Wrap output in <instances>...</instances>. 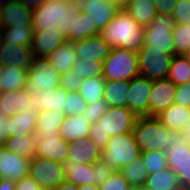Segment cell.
Here are the masks:
<instances>
[{
    "label": "cell",
    "instance_id": "cell-53",
    "mask_svg": "<svg viewBox=\"0 0 190 190\" xmlns=\"http://www.w3.org/2000/svg\"><path fill=\"white\" fill-rule=\"evenodd\" d=\"M7 116H0V145L8 137V124Z\"/></svg>",
    "mask_w": 190,
    "mask_h": 190
},
{
    "label": "cell",
    "instance_id": "cell-62",
    "mask_svg": "<svg viewBox=\"0 0 190 190\" xmlns=\"http://www.w3.org/2000/svg\"><path fill=\"white\" fill-rule=\"evenodd\" d=\"M184 131H190V121L186 124Z\"/></svg>",
    "mask_w": 190,
    "mask_h": 190
},
{
    "label": "cell",
    "instance_id": "cell-57",
    "mask_svg": "<svg viewBox=\"0 0 190 190\" xmlns=\"http://www.w3.org/2000/svg\"><path fill=\"white\" fill-rule=\"evenodd\" d=\"M70 2L80 11L83 9L84 6L88 4V0H70Z\"/></svg>",
    "mask_w": 190,
    "mask_h": 190
},
{
    "label": "cell",
    "instance_id": "cell-58",
    "mask_svg": "<svg viewBox=\"0 0 190 190\" xmlns=\"http://www.w3.org/2000/svg\"><path fill=\"white\" fill-rule=\"evenodd\" d=\"M80 190H99L98 185H83L79 187Z\"/></svg>",
    "mask_w": 190,
    "mask_h": 190
},
{
    "label": "cell",
    "instance_id": "cell-5",
    "mask_svg": "<svg viewBox=\"0 0 190 190\" xmlns=\"http://www.w3.org/2000/svg\"><path fill=\"white\" fill-rule=\"evenodd\" d=\"M140 76L137 52L113 47L103 61V78L106 81H130Z\"/></svg>",
    "mask_w": 190,
    "mask_h": 190
},
{
    "label": "cell",
    "instance_id": "cell-10",
    "mask_svg": "<svg viewBox=\"0 0 190 190\" xmlns=\"http://www.w3.org/2000/svg\"><path fill=\"white\" fill-rule=\"evenodd\" d=\"M140 76L147 79H166L173 56L162 50H143L137 52Z\"/></svg>",
    "mask_w": 190,
    "mask_h": 190
},
{
    "label": "cell",
    "instance_id": "cell-56",
    "mask_svg": "<svg viewBox=\"0 0 190 190\" xmlns=\"http://www.w3.org/2000/svg\"><path fill=\"white\" fill-rule=\"evenodd\" d=\"M113 2L120 10H124L130 3L131 0H110Z\"/></svg>",
    "mask_w": 190,
    "mask_h": 190
},
{
    "label": "cell",
    "instance_id": "cell-7",
    "mask_svg": "<svg viewBox=\"0 0 190 190\" xmlns=\"http://www.w3.org/2000/svg\"><path fill=\"white\" fill-rule=\"evenodd\" d=\"M175 22L171 15L157 14L151 23L144 27L143 50H162L175 55L172 31Z\"/></svg>",
    "mask_w": 190,
    "mask_h": 190
},
{
    "label": "cell",
    "instance_id": "cell-1",
    "mask_svg": "<svg viewBox=\"0 0 190 190\" xmlns=\"http://www.w3.org/2000/svg\"><path fill=\"white\" fill-rule=\"evenodd\" d=\"M81 11L70 1L32 0V24L34 31L57 28L70 38L72 20Z\"/></svg>",
    "mask_w": 190,
    "mask_h": 190
},
{
    "label": "cell",
    "instance_id": "cell-59",
    "mask_svg": "<svg viewBox=\"0 0 190 190\" xmlns=\"http://www.w3.org/2000/svg\"><path fill=\"white\" fill-rule=\"evenodd\" d=\"M184 135H185V139L188 142L189 146H190V131H183Z\"/></svg>",
    "mask_w": 190,
    "mask_h": 190
},
{
    "label": "cell",
    "instance_id": "cell-17",
    "mask_svg": "<svg viewBox=\"0 0 190 190\" xmlns=\"http://www.w3.org/2000/svg\"><path fill=\"white\" fill-rule=\"evenodd\" d=\"M67 42L66 36L57 28L36 30L31 41L34 58L48 57L54 50Z\"/></svg>",
    "mask_w": 190,
    "mask_h": 190
},
{
    "label": "cell",
    "instance_id": "cell-27",
    "mask_svg": "<svg viewBox=\"0 0 190 190\" xmlns=\"http://www.w3.org/2000/svg\"><path fill=\"white\" fill-rule=\"evenodd\" d=\"M46 58L60 74H64L72 70L78 59L75 44L67 41Z\"/></svg>",
    "mask_w": 190,
    "mask_h": 190
},
{
    "label": "cell",
    "instance_id": "cell-45",
    "mask_svg": "<svg viewBox=\"0 0 190 190\" xmlns=\"http://www.w3.org/2000/svg\"><path fill=\"white\" fill-rule=\"evenodd\" d=\"M171 16L175 24H190V0H177Z\"/></svg>",
    "mask_w": 190,
    "mask_h": 190
},
{
    "label": "cell",
    "instance_id": "cell-14",
    "mask_svg": "<svg viewBox=\"0 0 190 190\" xmlns=\"http://www.w3.org/2000/svg\"><path fill=\"white\" fill-rule=\"evenodd\" d=\"M152 88V81L142 76L130 80L127 108L138 117L148 116V101Z\"/></svg>",
    "mask_w": 190,
    "mask_h": 190
},
{
    "label": "cell",
    "instance_id": "cell-16",
    "mask_svg": "<svg viewBox=\"0 0 190 190\" xmlns=\"http://www.w3.org/2000/svg\"><path fill=\"white\" fill-rule=\"evenodd\" d=\"M34 60L31 46L11 45L0 36V67L28 69Z\"/></svg>",
    "mask_w": 190,
    "mask_h": 190
},
{
    "label": "cell",
    "instance_id": "cell-43",
    "mask_svg": "<svg viewBox=\"0 0 190 190\" xmlns=\"http://www.w3.org/2000/svg\"><path fill=\"white\" fill-rule=\"evenodd\" d=\"M87 103L78 92H68L64 114L82 116L87 108Z\"/></svg>",
    "mask_w": 190,
    "mask_h": 190
},
{
    "label": "cell",
    "instance_id": "cell-41",
    "mask_svg": "<svg viewBox=\"0 0 190 190\" xmlns=\"http://www.w3.org/2000/svg\"><path fill=\"white\" fill-rule=\"evenodd\" d=\"M72 70L81 79L103 77V62L82 60L78 58Z\"/></svg>",
    "mask_w": 190,
    "mask_h": 190
},
{
    "label": "cell",
    "instance_id": "cell-48",
    "mask_svg": "<svg viewBox=\"0 0 190 190\" xmlns=\"http://www.w3.org/2000/svg\"><path fill=\"white\" fill-rule=\"evenodd\" d=\"M176 174L182 187L190 188V161L186 165H168Z\"/></svg>",
    "mask_w": 190,
    "mask_h": 190
},
{
    "label": "cell",
    "instance_id": "cell-23",
    "mask_svg": "<svg viewBox=\"0 0 190 190\" xmlns=\"http://www.w3.org/2000/svg\"><path fill=\"white\" fill-rule=\"evenodd\" d=\"M168 165H186L190 161V146L184 132H173L165 149Z\"/></svg>",
    "mask_w": 190,
    "mask_h": 190
},
{
    "label": "cell",
    "instance_id": "cell-4",
    "mask_svg": "<svg viewBox=\"0 0 190 190\" xmlns=\"http://www.w3.org/2000/svg\"><path fill=\"white\" fill-rule=\"evenodd\" d=\"M132 133L140 152L165 151L171 131L156 117L139 116Z\"/></svg>",
    "mask_w": 190,
    "mask_h": 190
},
{
    "label": "cell",
    "instance_id": "cell-34",
    "mask_svg": "<svg viewBox=\"0 0 190 190\" xmlns=\"http://www.w3.org/2000/svg\"><path fill=\"white\" fill-rule=\"evenodd\" d=\"M97 35H100V31L95 24H93L90 17H88V13L81 12L74 20H72L70 38L67 41L74 43Z\"/></svg>",
    "mask_w": 190,
    "mask_h": 190
},
{
    "label": "cell",
    "instance_id": "cell-21",
    "mask_svg": "<svg viewBox=\"0 0 190 190\" xmlns=\"http://www.w3.org/2000/svg\"><path fill=\"white\" fill-rule=\"evenodd\" d=\"M30 102L26 89L0 93V116L13 117L16 113L29 112Z\"/></svg>",
    "mask_w": 190,
    "mask_h": 190
},
{
    "label": "cell",
    "instance_id": "cell-8",
    "mask_svg": "<svg viewBox=\"0 0 190 190\" xmlns=\"http://www.w3.org/2000/svg\"><path fill=\"white\" fill-rule=\"evenodd\" d=\"M61 75L45 57L34 58L28 68L25 89L29 93H44L54 91L60 86Z\"/></svg>",
    "mask_w": 190,
    "mask_h": 190
},
{
    "label": "cell",
    "instance_id": "cell-40",
    "mask_svg": "<svg viewBox=\"0 0 190 190\" xmlns=\"http://www.w3.org/2000/svg\"><path fill=\"white\" fill-rule=\"evenodd\" d=\"M148 174L168 168L165 151H145L140 154Z\"/></svg>",
    "mask_w": 190,
    "mask_h": 190
},
{
    "label": "cell",
    "instance_id": "cell-32",
    "mask_svg": "<svg viewBox=\"0 0 190 190\" xmlns=\"http://www.w3.org/2000/svg\"><path fill=\"white\" fill-rule=\"evenodd\" d=\"M124 10L144 27L157 15L153 0H131Z\"/></svg>",
    "mask_w": 190,
    "mask_h": 190
},
{
    "label": "cell",
    "instance_id": "cell-26",
    "mask_svg": "<svg viewBox=\"0 0 190 190\" xmlns=\"http://www.w3.org/2000/svg\"><path fill=\"white\" fill-rule=\"evenodd\" d=\"M66 181L81 187L83 185H96V169L93 164H79L74 161L63 163Z\"/></svg>",
    "mask_w": 190,
    "mask_h": 190
},
{
    "label": "cell",
    "instance_id": "cell-29",
    "mask_svg": "<svg viewBox=\"0 0 190 190\" xmlns=\"http://www.w3.org/2000/svg\"><path fill=\"white\" fill-rule=\"evenodd\" d=\"M36 111L16 113L13 117H7L8 137L35 135V126L37 120Z\"/></svg>",
    "mask_w": 190,
    "mask_h": 190
},
{
    "label": "cell",
    "instance_id": "cell-11",
    "mask_svg": "<svg viewBox=\"0 0 190 190\" xmlns=\"http://www.w3.org/2000/svg\"><path fill=\"white\" fill-rule=\"evenodd\" d=\"M35 136L38 141V150L35 157L61 163L68 160L69 142L62 139L60 133L44 134L43 131H35Z\"/></svg>",
    "mask_w": 190,
    "mask_h": 190
},
{
    "label": "cell",
    "instance_id": "cell-64",
    "mask_svg": "<svg viewBox=\"0 0 190 190\" xmlns=\"http://www.w3.org/2000/svg\"><path fill=\"white\" fill-rule=\"evenodd\" d=\"M1 30H2V21H1V6H0V33H1Z\"/></svg>",
    "mask_w": 190,
    "mask_h": 190
},
{
    "label": "cell",
    "instance_id": "cell-13",
    "mask_svg": "<svg viewBox=\"0 0 190 190\" xmlns=\"http://www.w3.org/2000/svg\"><path fill=\"white\" fill-rule=\"evenodd\" d=\"M177 85L168 78L152 81L148 101V116L156 117L174 103Z\"/></svg>",
    "mask_w": 190,
    "mask_h": 190
},
{
    "label": "cell",
    "instance_id": "cell-47",
    "mask_svg": "<svg viewBox=\"0 0 190 190\" xmlns=\"http://www.w3.org/2000/svg\"><path fill=\"white\" fill-rule=\"evenodd\" d=\"M82 80L73 70H70L61 75L60 86L68 92H77Z\"/></svg>",
    "mask_w": 190,
    "mask_h": 190
},
{
    "label": "cell",
    "instance_id": "cell-19",
    "mask_svg": "<svg viewBox=\"0 0 190 190\" xmlns=\"http://www.w3.org/2000/svg\"><path fill=\"white\" fill-rule=\"evenodd\" d=\"M78 58L103 62L110 54V47L100 35L74 42Z\"/></svg>",
    "mask_w": 190,
    "mask_h": 190
},
{
    "label": "cell",
    "instance_id": "cell-50",
    "mask_svg": "<svg viewBox=\"0 0 190 190\" xmlns=\"http://www.w3.org/2000/svg\"><path fill=\"white\" fill-rule=\"evenodd\" d=\"M174 103L184 107H190V82L176 87Z\"/></svg>",
    "mask_w": 190,
    "mask_h": 190
},
{
    "label": "cell",
    "instance_id": "cell-52",
    "mask_svg": "<svg viewBox=\"0 0 190 190\" xmlns=\"http://www.w3.org/2000/svg\"><path fill=\"white\" fill-rule=\"evenodd\" d=\"M15 190H43L29 175L16 181Z\"/></svg>",
    "mask_w": 190,
    "mask_h": 190
},
{
    "label": "cell",
    "instance_id": "cell-63",
    "mask_svg": "<svg viewBox=\"0 0 190 190\" xmlns=\"http://www.w3.org/2000/svg\"><path fill=\"white\" fill-rule=\"evenodd\" d=\"M175 190H190V188L180 186Z\"/></svg>",
    "mask_w": 190,
    "mask_h": 190
},
{
    "label": "cell",
    "instance_id": "cell-54",
    "mask_svg": "<svg viewBox=\"0 0 190 190\" xmlns=\"http://www.w3.org/2000/svg\"><path fill=\"white\" fill-rule=\"evenodd\" d=\"M16 181L0 178V190H15Z\"/></svg>",
    "mask_w": 190,
    "mask_h": 190
},
{
    "label": "cell",
    "instance_id": "cell-65",
    "mask_svg": "<svg viewBox=\"0 0 190 190\" xmlns=\"http://www.w3.org/2000/svg\"><path fill=\"white\" fill-rule=\"evenodd\" d=\"M56 1H65V2H69L70 0H56Z\"/></svg>",
    "mask_w": 190,
    "mask_h": 190
},
{
    "label": "cell",
    "instance_id": "cell-44",
    "mask_svg": "<svg viewBox=\"0 0 190 190\" xmlns=\"http://www.w3.org/2000/svg\"><path fill=\"white\" fill-rule=\"evenodd\" d=\"M99 190H131V185L120 171H115L108 179L98 185Z\"/></svg>",
    "mask_w": 190,
    "mask_h": 190
},
{
    "label": "cell",
    "instance_id": "cell-30",
    "mask_svg": "<svg viewBox=\"0 0 190 190\" xmlns=\"http://www.w3.org/2000/svg\"><path fill=\"white\" fill-rule=\"evenodd\" d=\"M2 145L8 150L32 160L38 150V141L35 135L10 136L7 137Z\"/></svg>",
    "mask_w": 190,
    "mask_h": 190
},
{
    "label": "cell",
    "instance_id": "cell-25",
    "mask_svg": "<svg viewBox=\"0 0 190 190\" xmlns=\"http://www.w3.org/2000/svg\"><path fill=\"white\" fill-rule=\"evenodd\" d=\"M156 118L170 131L183 132L190 121V107H184L173 103Z\"/></svg>",
    "mask_w": 190,
    "mask_h": 190
},
{
    "label": "cell",
    "instance_id": "cell-3",
    "mask_svg": "<svg viewBox=\"0 0 190 190\" xmlns=\"http://www.w3.org/2000/svg\"><path fill=\"white\" fill-rule=\"evenodd\" d=\"M138 116L127 107H108V110L90 128L89 138L104 149L112 136L132 132Z\"/></svg>",
    "mask_w": 190,
    "mask_h": 190
},
{
    "label": "cell",
    "instance_id": "cell-24",
    "mask_svg": "<svg viewBox=\"0 0 190 190\" xmlns=\"http://www.w3.org/2000/svg\"><path fill=\"white\" fill-rule=\"evenodd\" d=\"M91 123L83 116L69 115L59 128L61 138L67 142L77 141L79 139L89 138Z\"/></svg>",
    "mask_w": 190,
    "mask_h": 190
},
{
    "label": "cell",
    "instance_id": "cell-38",
    "mask_svg": "<svg viewBox=\"0 0 190 190\" xmlns=\"http://www.w3.org/2000/svg\"><path fill=\"white\" fill-rule=\"evenodd\" d=\"M167 78L177 86L190 82V63L183 55H174Z\"/></svg>",
    "mask_w": 190,
    "mask_h": 190
},
{
    "label": "cell",
    "instance_id": "cell-61",
    "mask_svg": "<svg viewBox=\"0 0 190 190\" xmlns=\"http://www.w3.org/2000/svg\"><path fill=\"white\" fill-rule=\"evenodd\" d=\"M131 190H146L143 186H139V187H132Z\"/></svg>",
    "mask_w": 190,
    "mask_h": 190
},
{
    "label": "cell",
    "instance_id": "cell-22",
    "mask_svg": "<svg viewBox=\"0 0 190 190\" xmlns=\"http://www.w3.org/2000/svg\"><path fill=\"white\" fill-rule=\"evenodd\" d=\"M102 150L90 138L69 142L68 161L93 164L101 159Z\"/></svg>",
    "mask_w": 190,
    "mask_h": 190
},
{
    "label": "cell",
    "instance_id": "cell-12",
    "mask_svg": "<svg viewBox=\"0 0 190 190\" xmlns=\"http://www.w3.org/2000/svg\"><path fill=\"white\" fill-rule=\"evenodd\" d=\"M2 28L32 23V0H0Z\"/></svg>",
    "mask_w": 190,
    "mask_h": 190
},
{
    "label": "cell",
    "instance_id": "cell-51",
    "mask_svg": "<svg viewBox=\"0 0 190 190\" xmlns=\"http://www.w3.org/2000/svg\"><path fill=\"white\" fill-rule=\"evenodd\" d=\"M157 14L172 15L177 0H153Z\"/></svg>",
    "mask_w": 190,
    "mask_h": 190
},
{
    "label": "cell",
    "instance_id": "cell-42",
    "mask_svg": "<svg viewBox=\"0 0 190 190\" xmlns=\"http://www.w3.org/2000/svg\"><path fill=\"white\" fill-rule=\"evenodd\" d=\"M172 34L175 55H184L190 49V24H175Z\"/></svg>",
    "mask_w": 190,
    "mask_h": 190
},
{
    "label": "cell",
    "instance_id": "cell-60",
    "mask_svg": "<svg viewBox=\"0 0 190 190\" xmlns=\"http://www.w3.org/2000/svg\"><path fill=\"white\" fill-rule=\"evenodd\" d=\"M186 60L190 63V49L183 55Z\"/></svg>",
    "mask_w": 190,
    "mask_h": 190
},
{
    "label": "cell",
    "instance_id": "cell-39",
    "mask_svg": "<svg viewBox=\"0 0 190 190\" xmlns=\"http://www.w3.org/2000/svg\"><path fill=\"white\" fill-rule=\"evenodd\" d=\"M119 171L131 187L143 186L149 175L141 156H139L132 164L123 167Z\"/></svg>",
    "mask_w": 190,
    "mask_h": 190
},
{
    "label": "cell",
    "instance_id": "cell-31",
    "mask_svg": "<svg viewBox=\"0 0 190 190\" xmlns=\"http://www.w3.org/2000/svg\"><path fill=\"white\" fill-rule=\"evenodd\" d=\"M130 81H106L104 100L108 107H127Z\"/></svg>",
    "mask_w": 190,
    "mask_h": 190
},
{
    "label": "cell",
    "instance_id": "cell-9",
    "mask_svg": "<svg viewBox=\"0 0 190 190\" xmlns=\"http://www.w3.org/2000/svg\"><path fill=\"white\" fill-rule=\"evenodd\" d=\"M29 176L33 178L43 190H51L66 181L63 163L34 157L30 160Z\"/></svg>",
    "mask_w": 190,
    "mask_h": 190
},
{
    "label": "cell",
    "instance_id": "cell-15",
    "mask_svg": "<svg viewBox=\"0 0 190 190\" xmlns=\"http://www.w3.org/2000/svg\"><path fill=\"white\" fill-rule=\"evenodd\" d=\"M30 160L0 145V178L19 181L28 176Z\"/></svg>",
    "mask_w": 190,
    "mask_h": 190
},
{
    "label": "cell",
    "instance_id": "cell-2",
    "mask_svg": "<svg viewBox=\"0 0 190 190\" xmlns=\"http://www.w3.org/2000/svg\"><path fill=\"white\" fill-rule=\"evenodd\" d=\"M100 36L112 48L138 52L143 47L144 26L137 23L125 10H120L101 30Z\"/></svg>",
    "mask_w": 190,
    "mask_h": 190
},
{
    "label": "cell",
    "instance_id": "cell-36",
    "mask_svg": "<svg viewBox=\"0 0 190 190\" xmlns=\"http://www.w3.org/2000/svg\"><path fill=\"white\" fill-rule=\"evenodd\" d=\"M65 116L64 112L61 111H39L35 131H43L44 134L59 133Z\"/></svg>",
    "mask_w": 190,
    "mask_h": 190
},
{
    "label": "cell",
    "instance_id": "cell-49",
    "mask_svg": "<svg viewBox=\"0 0 190 190\" xmlns=\"http://www.w3.org/2000/svg\"><path fill=\"white\" fill-rule=\"evenodd\" d=\"M94 168L96 169V185L104 183L109 176H111L115 170L105 163L102 159L93 163Z\"/></svg>",
    "mask_w": 190,
    "mask_h": 190
},
{
    "label": "cell",
    "instance_id": "cell-28",
    "mask_svg": "<svg viewBox=\"0 0 190 190\" xmlns=\"http://www.w3.org/2000/svg\"><path fill=\"white\" fill-rule=\"evenodd\" d=\"M28 69L0 67V93L25 89Z\"/></svg>",
    "mask_w": 190,
    "mask_h": 190
},
{
    "label": "cell",
    "instance_id": "cell-33",
    "mask_svg": "<svg viewBox=\"0 0 190 190\" xmlns=\"http://www.w3.org/2000/svg\"><path fill=\"white\" fill-rule=\"evenodd\" d=\"M180 186L179 179L169 167L149 174L143 185L146 190H175Z\"/></svg>",
    "mask_w": 190,
    "mask_h": 190
},
{
    "label": "cell",
    "instance_id": "cell-6",
    "mask_svg": "<svg viewBox=\"0 0 190 190\" xmlns=\"http://www.w3.org/2000/svg\"><path fill=\"white\" fill-rule=\"evenodd\" d=\"M141 152L132 132L112 136L102 150L101 159L119 171L123 167L132 164Z\"/></svg>",
    "mask_w": 190,
    "mask_h": 190
},
{
    "label": "cell",
    "instance_id": "cell-20",
    "mask_svg": "<svg viewBox=\"0 0 190 190\" xmlns=\"http://www.w3.org/2000/svg\"><path fill=\"white\" fill-rule=\"evenodd\" d=\"M119 11L120 9L110 0H88V4L81 10L88 13V17L100 32Z\"/></svg>",
    "mask_w": 190,
    "mask_h": 190
},
{
    "label": "cell",
    "instance_id": "cell-18",
    "mask_svg": "<svg viewBox=\"0 0 190 190\" xmlns=\"http://www.w3.org/2000/svg\"><path fill=\"white\" fill-rule=\"evenodd\" d=\"M68 91L59 86L54 91L44 93H29L31 111H61L64 112Z\"/></svg>",
    "mask_w": 190,
    "mask_h": 190
},
{
    "label": "cell",
    "instance_id": "cell-37",
    "mask_svg": "<svg viewBox=\"0 0 190 190\" xmlns=\"http://www.w3.org/2000/svg\"><path fill=\"white\" fill-rule=\"evenodd\" d=\"M105 82L103 77L83 79L77 92L87 104L94 103L104 99Z\"/></svg>",
    "mask_w": 190,
    "mask_h": 190
},
{
    "label": "cell",
    "instance_id": "cell-55",
    "mask_svg": "<svg viewBox=\"0 0 190 190\" xmlns=\"http://www.w3.org/2000/svg\"><path fill=\"white\" fill-rule=\"evenodd\" d=\"M51 190H80V189L79 186L75 185L74 183H71L69 181H64L58 187Z\"/></svg>",
    "mask_w": 190,
    "mask_h": 190
},
{
    "label": "cell",
    "instance_id": "cell-46",
    "mask_svg": "<svg viewBox=\"0 0 190 190\" xmlns=\"http://www.w3.org/2000/svg\"><path fill=\"white\" fill-rule=\"evenodd\" d=\"M108 110V105L104 99L96 101L94 103H88L83 118L88 119L91 124L98 122V120Z\"/></svg>",
    "mask_w": 190,
    "mask_h": 190
},
{
    "label": "cell",
    "instance_id": "cell-35",
    "mask_svg": "<svg viewBox=\"0 0 190 190\" xmlns=\"http://www.w3.org/2000/svg\"><path fill=\"white\" fill-rule=\"evenodd\" d=\"M33 24L2 28L0 36L11 45L31 46L33 38Z\"/></svg>",
    "mask_w": 190,
    "mask_h": 190
}]
</instances>
